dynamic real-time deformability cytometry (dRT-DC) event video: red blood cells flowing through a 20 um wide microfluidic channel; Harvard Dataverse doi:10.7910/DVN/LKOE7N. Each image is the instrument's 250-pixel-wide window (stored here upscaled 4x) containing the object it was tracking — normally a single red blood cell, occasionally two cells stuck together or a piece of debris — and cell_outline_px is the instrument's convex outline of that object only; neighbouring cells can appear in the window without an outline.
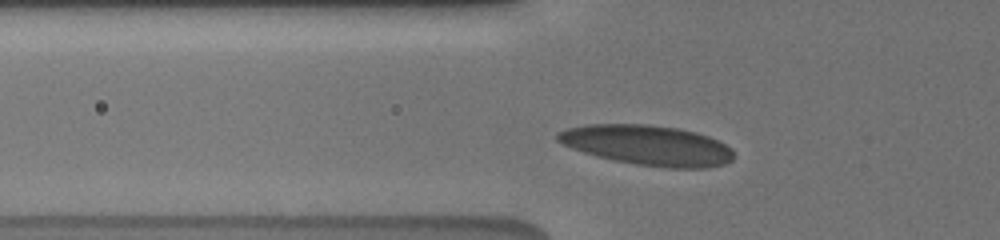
{"species": "human", "species_latin": "Homo sapiens", "temperature_condition": "cold", "stored_images_in_passage": 37, "camera_frame_rate_fps": 3000, "um_per_image_px": 0.085, "donor": {"sex": "male"}, "frame": {"image": 1, "passage_image": 2, "time_ms": 0.333, "image_size_px": [1000, 240], "cell_outline_px": [[732, 160], [724, 164], [708, 168], [668, 168], [636, 164], [596, 156], [572, 148], [556, 140], [556, 132], [568, 128], [584, 124], [648, 124], [680, 128], [696, 132], [708, 136], [732, 148]], "centroid_in_image_um": [55.03, 12.34], "position_along_channel_um": 70.8, "area_um2": 41.15}}
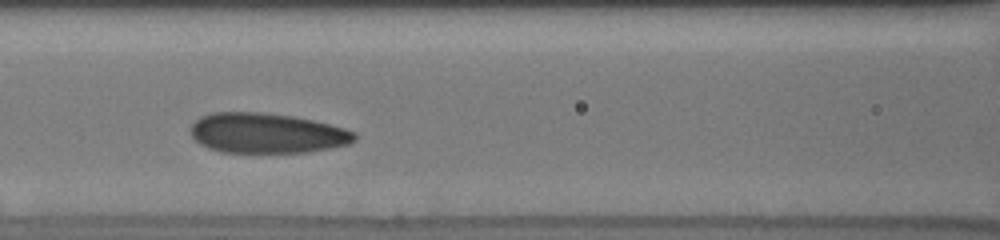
{"frame": {"image": 2, "passage_image": 7, "time_ms": 2.333, "image_size_px": [1000, 240], "cell_outline_px": [[356, 140], [348, 144], [332, 148], [308, 152], [220, 152], [208, 148], [200, 144], [192, 136], [192, 124], [200, 116], [212, 112], [260, 112], [292, 116], [312, 120], [344, 128], [356, 132]], "centroid_in_image_um": [22.68, 11.32], "position_along_channel_um": 143.9, "area_um2": 38.26}}
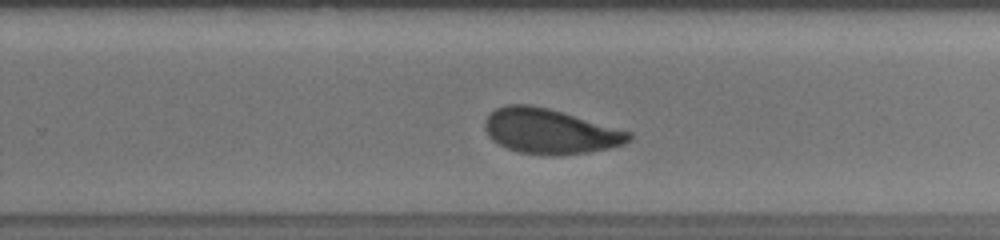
{"frame": {"image": 3, "passage_image": 22, "time_ms": 6.0, "image_size_px": [1000, 240], "cell_outline_px": [[632, 140], [624, 144], [608, 148], [588, 152], [560, 156], [552, 156], [520, 152], [508, 148], [492, 140], [488, 136], [484, 128], [484, 124], [488, 116], [496, 108], [508, 104], [532, 104], [564, 112], [632, 132]], "centroid_in_image_um": [46.77, 11.16], "position_along_channel_um": 283.0, "area_um2": 37.92}, "authors_computed_cell_mechanics": {"area_um2": 38.148, "velocity_mm_per_s": 3.8071, "shape_relaxation_time_tau1_ms": 4.3432, "shape_relaxation_time_tau2_ms": 1.0387, "deformation_change_tau1": 0.1434, "deformation_change_tau2": 0.0704}}